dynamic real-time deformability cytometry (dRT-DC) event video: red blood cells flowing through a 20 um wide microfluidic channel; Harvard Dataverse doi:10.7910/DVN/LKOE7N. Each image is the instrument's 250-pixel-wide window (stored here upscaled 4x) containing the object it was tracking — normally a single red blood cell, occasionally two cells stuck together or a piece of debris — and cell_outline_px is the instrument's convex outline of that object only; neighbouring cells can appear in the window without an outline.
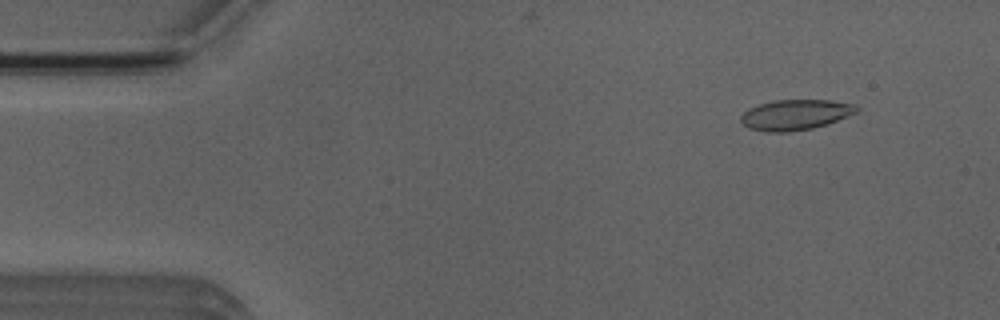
{"species": "Egyptian fruit bat (a non-hibernating species)", "species_latin": "Rousettus aegyptiacus", "temperature_condition": "room temperature", "stored_images_in_passage": 6, "segment_of_instrument_passage": [2, 2], "camera_frame_rate_fps": 3000, "um_per_image_px": 0.085, "animal": {"sex": "male"}, "frame": {"image": 1, "passage_image": 6, "time_ms": 6.667, "image_size_px": [1000, 320], "cell_outline_px": [[860, 108], [856, 112], [848, 116], [812, 128], [788, 132], [764, 132], [748, 128], [740, 120], [740, 116], [748, 108], [760, 104], [776, 100], [828, 100], [856, 104]], "centroid_in_image_um": [67.58, 9.75], "position_along_channel_um": 17.4, "area_um2": 20.4}}